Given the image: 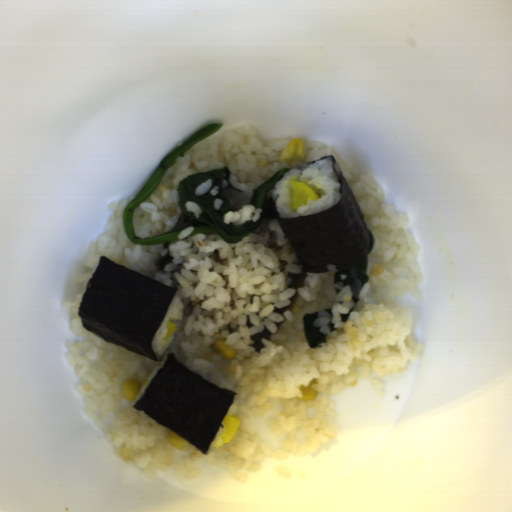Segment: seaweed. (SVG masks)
I'll use <instances>...</instances> for the list:
<instances>
[{
  "label": "seaweed",
  "mask_w": 512,
  "mask_h": 512,
  "mask_svg": "<svg viewBox=\"0 0 512 512\" xmlns=\"http://www.w3.org/2000/svg\"><path fill=\"white\" fill-rule=\"evenodd\" d=\"M340 200L324 211L277 220L302 267L307 272L329 273L355 269L366 258L372 243L368 225L359 203L340 170Z\"/></svg>",
  "instance_id": "seaweed-3"
},
{
  "label": "seaweed",
  "mask_w": 512,
  "mask_h": 512,
  "mask_svg": "<svg viewBox=\"0 0 512 512\" xmlns=\"http://www.w3.org/2000/svg\"><path fill=\"white\" fill-rule=\"evenodd\" d=\"M177 289L100 256L79 302L82 327L152 361V342Z\"/></svg>",
  "instance_id": "seaweed-1"
},
{
  "label": "seaweed",
  "mask_w": 512,
  "mask_h": 512,
  "mask_svg": "<svg viewBox=\"0 0 512 512\" xmlns=\"http://www.w3.org/2000/svg\"><path fill=\"white\" fill-rule=\"evenodd\" d=\"M134 408L207 455L236 392L210 382L171 352Z\"/></svg>",
  "instance_id": "seaweed-2"
},
{
  "label": "seaweed",
  "mask_w": 512,
  "mask_h": 512,
  "mask_svg": "<svg viewBox=\"0 0 512 512\" xmlns=\"http://www.w3.org/2000/svg\"><path fill=\"white\" fill-rule=\"evenodd\" d=\"M321 159H331L332 164H337V162H336V159H335L334 155H331V156H325V157H322V158H320V159H318V160H321ZM318 160H316V161H318ZM314 162H315V161H314ZM314 162H313V163H314Z\"/></svg>",
  "instance_id": "seaweed-4"
}]
</instances>
